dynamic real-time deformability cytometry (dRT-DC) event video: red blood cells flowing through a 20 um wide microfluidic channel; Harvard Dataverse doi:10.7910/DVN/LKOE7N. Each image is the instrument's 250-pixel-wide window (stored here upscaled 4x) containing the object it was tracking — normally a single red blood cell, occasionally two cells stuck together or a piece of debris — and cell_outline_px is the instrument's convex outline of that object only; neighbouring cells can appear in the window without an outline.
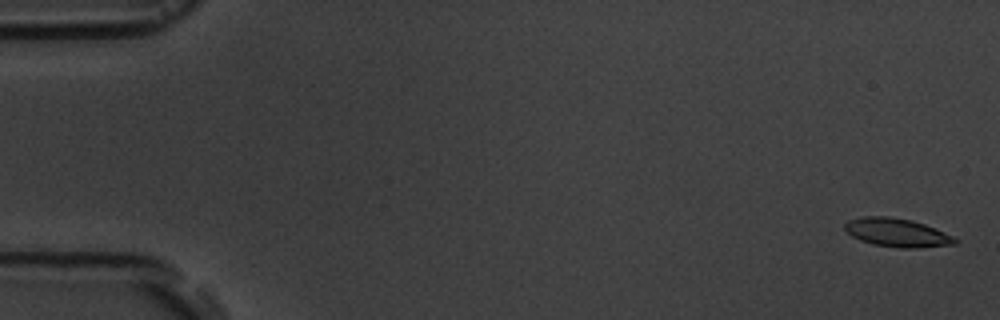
{"species": "common noctule bat (a hibernating species)", "species_latin": "Nyctalus noctula", "temperature_condition": "room temperature", "stored_images_in_passage": 8, "camera_frame_rate_fps": 3000, "um_per_image_px": 0.085, "animal": {"sex": "male", "body_mass_g": 19.5, "forearm_length_mm": 54.6}, "frame": {"image": 1, "passage_image": 1, "time_ms": 0.0, "image_size_px": [1000, 320], "cell_outline_px": [[960, 240], [956, 244], [916, 248], [900, 248], [872, 244], [860, 240], [852, 236], [844, 228], [844, 224], [848, 220], [860, 216], [888, 216], [912, 220], [924, 224], [952, 236]], "centroid_in_image_um": [76.22, 19.77], "position_along_channel_um": 8.8, "area_um2": 18.32}}
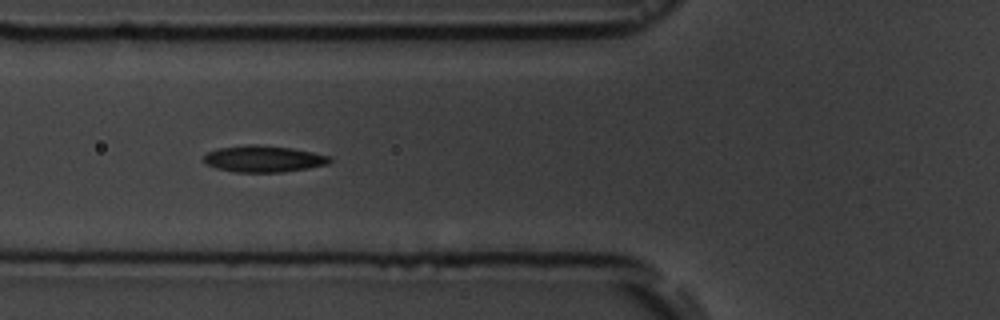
{"frame": {"image": 2, "passage_image": 7, "time_ms": 6.667, "image_size_px": [1000, 320], "cell_outline_px": [[332, 160], [328, 164], [308, 168], [280, 172], [236, 172], [216, 168], [208, 164], [204, 160], [204, 156], [208, 152], [216, 148], [248, 144], [256, 144], [292, 148], [332, 156]], "centroid_in_image_um": [22.42, 13.49], "position_along_channel_um": 103.4, "area_um2": 19.48}}
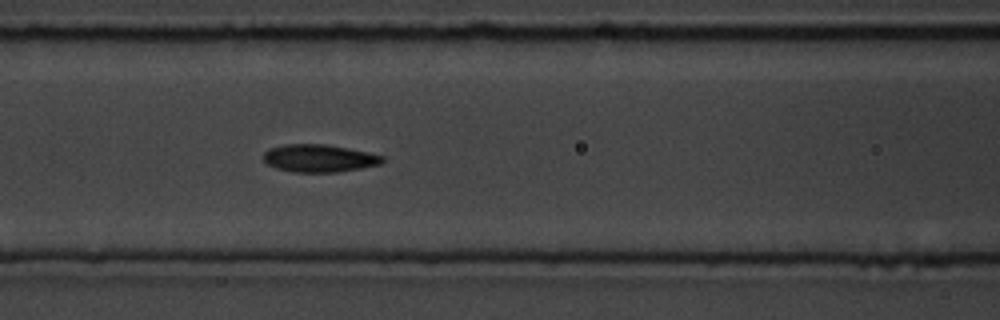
{"frame": {"image": 3, "passage_image": 8, "time_ms": 7.667, "image_size_px": [1000, 320], "cell_outline_px": [[384, 160], [380, 164], [360, 168], [336, 172], [292, 172], [276, 168], [268, 164], [264, 160], [264, 152], [268, 148], [284, 144], [324, 144], [348, 148], [368, 152], [384, 156]], "centroid_in_image_um": [27.11, 13.44], "position_along_channel_um": 139.5, "area_um2": 19.13}}